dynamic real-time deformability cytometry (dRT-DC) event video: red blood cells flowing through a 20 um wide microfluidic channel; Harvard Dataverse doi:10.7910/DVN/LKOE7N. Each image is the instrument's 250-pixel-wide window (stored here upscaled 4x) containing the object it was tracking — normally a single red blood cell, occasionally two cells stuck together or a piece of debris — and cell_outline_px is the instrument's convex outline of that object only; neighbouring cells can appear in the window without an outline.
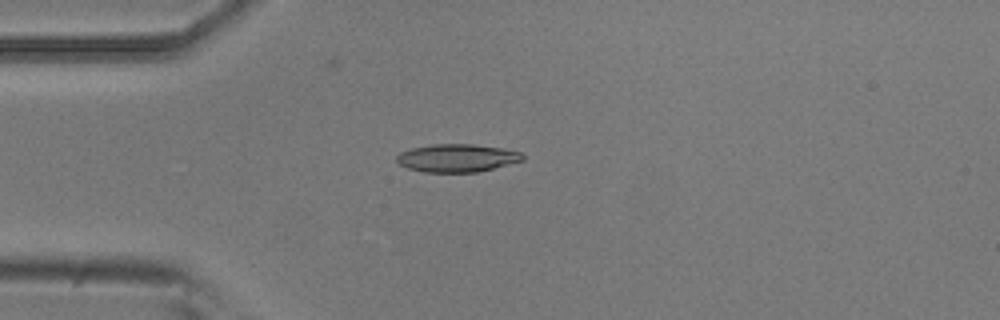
{"species": "common noctule bat (a hibernating species)", "species_latin": "Nyctalus noctula", "temperature_condition": "room temperature", "stored_images_in_passage": 35, "camera_frame_rate_fps": 3000, "um_per_image_px": 0.085, "animal": {"sex": "male", "body_mass_g": 20.5, "forearm_length_mm": 52.5}, "frame": {"image": 1, "passage_image": 6, "time_ms": 1.667, "image_size_px": [1000, 320], "cell_outline_px": [[524, 160], [476, 172], [424, 172], [408, 168], [400, 164], [396, 160], [396, 156], [400, 152], [412, 148], [432, 144], [472, 144], [504, 148], [520, 152], [524, 156]], "centroid_in_image_um": [38.84, 13.42], "position_along_channel_um": 46.2, "area_um2": 20.4}}
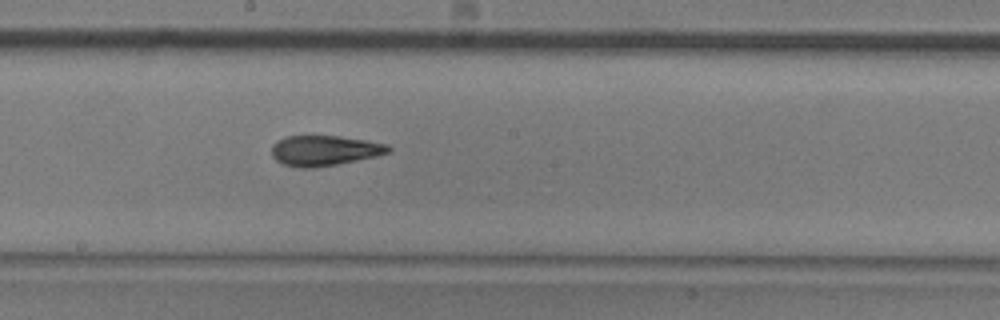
{"frame": {"image": 2, "passage_image": 21, "time_ms": 6.667, "image_size_px": [1000, 320], "cell_outline_px": [[392, 148], [388, 152], [376, 156], [316, 168], [300, 168], [284, 164], [276, 160], [272, 156], [272, 144], [276, 140], [284, 136], [340, 136], [368, 140], [388, 144]], "centroid_in_image_um": [27.56, 12.79], "position_along_channel_um": 220.6, "area_um2": 20.69}}
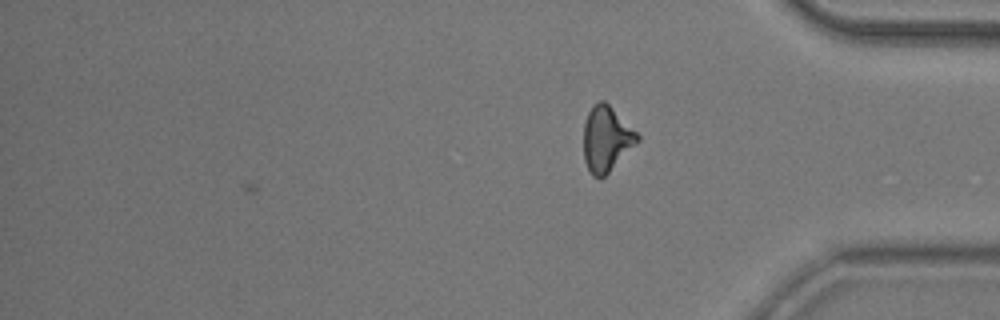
{"frame": {"image": 3, "passage_image": 35, "time_ms": 11.333, "image_size_px": [1000, 320], "cell_outline_px": [[640, 140], [600, 180], [592, 176], [584, 160], [584, 124], [588, 112], [600, 100], [604, 100], [640, 136]], "centroid_in_image_um": [51.53, 11.83], "position_along_channel_um": 383.7, "area_um2": 20.06}, "authors_computed_cell_mechanics": {"area_um2": 20.3456, "velocity_mm_per_s": 3.7648, "shape_relaxation_time_tau1_ms": 3.4265, "shape_relaxation_time_tau2_ms": 1.7682, "deformation_change_tau1": 0.1404, "deformation_change_tau2": 0.0976}}